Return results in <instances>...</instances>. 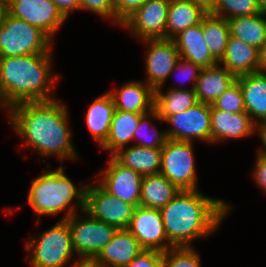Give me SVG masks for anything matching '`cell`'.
Segmentation results:
<instances>
[{
	"instance_id": "6da1fadb",
	"label": "cell",
	"mask_w": 266,
	"mask_h": 267,
	"mask_svg": "<svg viewBox=\"0 0 266 267\" xmlns=\"http://www.w3.org/2000/svg\"><path fill=\"white\" fill-rule=\"evenodd\" d=\"M8 123L23 146L41 157H59L76 161V147L71 139L72 128L66 103L59 99L16 104L7 111ZM33 150V151H32Z\"/></svg>"
},
{
	"instance_id": "7a4b0ae2",
	"label": "cell",
	"mask_w": 266,
	"mask_h": 267,
	"mask_svg": "<svg viewBox=\"0 0 266 267\" xmlns=\"http://www.w3.org/2000/svg\"><path fill=\"white\" fill-rule=\"evenodd\" d=\"M233 206L199 190H180L160 209L168 241L174 247H194L195 239H207L219 230Z\"/></svg>"
},
{
	"instance_id": "3957f363",
	"label": "cell",
	"mask_w": 266,
	"mask_h": 267,
	"mask_svg": "<svg viewBox=\"0 0 266 267\" xmlns=\"http://www.w3.org/2000/svg\"><path fill=\"white\" fill-rule=\"evenodd\" d=\"M52 54L0 57V102L6 111L16 104L57 98L53 89L61 76L53 71Z\"/></svg>"
},
{
	"instance_id": "277c9868",
	"label": "cell",
	"mask_w": 266,
	"mask_h": 267,
	"mask_svg": "<svg viewBox=\"0 0 266 267\" xmlns=\"http://www.w3.org/2000/svg\"><path fill=\"white\" fill-rule=\"evenodd\" d=\"M66 168L61 165L51 169L47 165L41 175L31 180L27 204L38 215L36 224H40V216L43 215L56 216L65 212L60 220H67L78 210H84L87 183L79 181L78 187L75 186L65 175Z\"/></svg>"
},
{
	"instance_id": "5b68a950",
	"label": "cell",
	"mask_w": 266,
	"mask_h": 267,
	"mask_svg": "<svg viewBox=\"0 0 266 267\" xmlns=\"http://www.w3.org/2000/svg\"><path fill=\"white\" fill-rule=\"evenodd\" d=\"M37 236H31L24 245L30 267H69L74 263L73 258L78 259L66 220H59Z\"/></svg>"
},
{
	"instance_id": "8992f818",
	"label": "cell",
	"mask_w": 266,
	"mask_h": 267,
	"mask_svg": "<svg viewBox=\"0 0 266 267\" xmlns=\"http://www.w3.org/2000/svg\"><path fill=\"white\" fill-rule=\"evenodd\" d=\"M54 50V42L39 28L8 12L0 24V57L45 54Z\"/></svg>"
},
{
	"instance_id": "52a82bcc",
	"label": "cell",
	"mask_w": 266,
	"mask_h": 267,
	"mask_svg": "<svg viewBox=\"0 0 266 267\" xmlns=\"http://www.w3.org/2000/svg\"><path fill=\"white\" fill-rule=\"evenodd\" d=\"M80 213L77 212L66 220L72 233L73 249L78 259L94 260L118 229L96 220L85 210Z\"/></svg>"
},
{
	"instance_id": "ba28073f",
	"label": "cell",
	"mask_w": 266,
	"mask_h": 267,
	"mask_svg": "<svg viewBox=\"0 0 266 267\" xmlns=\"http://www.w3.org/2000/svg\"><path fill=\"white\" fill-rule=\"evenodd\" d=\"M194 142L168 139L162 147L161 170L179 190H198Z\"/></svg>"
},
{
	"instance_id": "9c48e42d",
	"label": "cell",
	"mask_w": 266,
	"mask_h": 267,
	"mask_svg": "<svg viewBox=\"0 0 266 267\" xmlns=\"http://www.w3.org/2000/svg\"><path fill=\"white\" fill-rule=\"evenodd\" d=\"M87 183L85 208L92 217L119 229H128L136 206L107 192L95 179Z\"/></svg>"
},
{
	"instance_id": "30bf717a",
	"label": "cell",
	"mask_w": 266,
	"mask_h": 267,
	"mask_svg": "<svg viewBox=\"0 0 266 267\" xmlns=\"http://www.w3.org/2000/svg\"><path fill=\"white\" fill-rule=\"evenodd\" d=\"M164 122L170 125L165 130L170 140L211 144V104L198 102L180 114L169 115Z\"/></svg>"
},
{
	"instance_id": "8fae6325",
	"label": "cell",
	"mask_w": 266,
	"mask_h": 267,
	"mask_svg": "<svg viewBox=\"0 0 266 267\" xmlns=\"http://www.w3.org/2000/svg\"><path fill=\"white\" fill-rule=\"evenodd\" d=\"M8 13L43 31L53 42L67 20L52 0H7Z\"/></svg>"
},
{
	"instance_id": "7c38bea8",
	"label": "cell",
	"mask_w": 266,
	"mask_h": 267,
	"mask_svg": "<svg viewBox=\"0 0 266 267\" xmlns=\"http://www.w3.org/2000/svg\"><path fill=\"white\" fill-rule=\"evenodd\" d=\"M147 49L145 57V80L154 91L163 88L170 74L181 58L174 40L147 39L142 40Z\"/></svg>"
},
{
	"instance_id": "4fadbf2b",
	"label": "cell",
	"mask_w": 266,
	"mask_h": 267,
	"mask_svg": "<svg viewBox=\"0 0 266 267\" xmlns=\"http://www.w3.org/2000/svg\"><path fill=\"white\" fill-rule=\"evenodd\" d=\"M170 0H147L121 25L129 35L140 41L165 39L166 21Z\"/></svg>"
},
{
	"instance_id": "5bb4252c",
	"label": "cell",
	"mask_w": 266,
	"mask_h": 267,
	"mask_svg": "<svg viewBox=\"0 0 266 267\" xmlns=\"http://www.w3.org/2000/svg\"><path fill=\"white\" fill-rule=\"evenodd\" d=\"M107 163L94 176L95 180L113 196L138 207L143 176L122 166L112 156H109Z\"/></svg>"
},
{
	"instance_id": "9a60e30c",
	"label": "cell",
	"mask_w": 266,
	"mask_h": 267,
	"mask_svg": "<svg viewBox=\"0 0 266 267\" xmlns=\"http://www.w3.org/2000/svg\"><path fill=\"white\" fill-rule=\"evenodd\" d=\"M128 230L146 250L166 252L174 246L168 241L160 209L136 207Z\"/></svg>"
},
{
	"instance_id": "2e32d148",
	"label": "cell",
	"mask_w": 266,
	"mask_h": 267,
	"mask_svg": "<svg viewBox=\"0 0 266 267\" xmlns=\"http://www.w3.org/2000/svg\"><path fill=\"white\" fill-rule=\"evenodd\" d=\"M257 125L246 112L230 113L211 105V144L251 137Z\"/></svg>"
},
{
	"instance_id": "e0dca14e",
	"label": "cell",
	"mask_w": 266,
	"mask_h": 267,
	"mask_svg": "<svg viewBox=\"0 0 266 267\" xmlns=\"http://www.w3.org/2000/svg\"><path fill=\"white\" fill-rule=\"evenodd\" d=\"M108 92L114 100L115 110L147 114L154 109L155 91L142 80L128 81Z\"/></svg>"
},
{
	"instance_id": "ac0fdd59",
	"label": "cell",
	"mask_w": 266,
	"mask_h": 267,
	"mask_svg": "<svg viewBox=\"0 0 266 267\" xmlns=\"http://www.w3.org/2000/svg\"><path fill=\"white\" fill-rule=\"evenodd\" d=\"M143 250L128 229H119L94 259L102 267H123Z\"/></svg>"
},
{
	"instance_id": "d6986e66",
	"label": "cell",
	"mask_w": 266,
	"mask_h": 267,
	"mask_svg": "<svg viewBox=\"0 0 266 267\" xmlns=\"http://www.w3.org/2000/svg\"><path fill=\"white\" fill-rule=\"evenodd\" d=\"M245 111L258 126L266 124V73L255 72L238 76Z\"/></svg>"
},
{
	"instance_id": "ffe728a7",
	"label": "cell",
	"mask_w": 266,
	"mask_h": 267,
	"mask_svg": "<svg viewBox=\"0 0 266 267\" xmlns=\"http://www.w3.org/2000/svg\"><path fill=\"white\" fill-rule=\"evenodd\" d=\"M236 77L260 71L259 49L230 36L225 54L219 62Z\"/></svg>"
},
{
	"instance_id": "44dd1931",
	"label": "cell",
	"mask_w": 266,
	"mask_h": 267,
	"mask_svg": "<svg viewBox=\"0 0 266 267\" xmlns=\"http://www.w3.org/2000/svg\"><path fill=\"white\" fill-rule=\"evenodd\" d=\"M173 40L181 58L197 64L201 68L212 67L218 64L206 45L203 33V19L201 23L188 27Z\"/></svg>"
},
{
	"instance_id": "7402d4cb",
	"label": "cell",
	"mask_w": 266,
	"mask_h": 267,
	"mask_svg": "<svg viewBox=\"0 0 266 267\" xmlns=\"http://www.w3.org/2000/svg\"><path fill=\"white\" fill-rule=\"evenodd\" d=\"M237 77L221 64L202 68L195 85L198 102L213 104L235 81Z\"/></svg>"
},
{
	"instance_id": "603a6c76",
	"label": "cell",
	"mask_w": 266,
	"mask_h": 267,
	"mask_svg": "<svg viewBox=\"0 0 266 267\" xmlns=\"http://www.w3.org/2000/svg\"><path fill=\"white\" fill-rule=\"evenodd\" d=\"M115 103L112 95L105 92L96 97L85 112V124L95 142L101 147L107 140Z\"/></svg>"
},
{
	"instance_id": "cb8c5ba5",
	"label": "cell",
	"mask_w": 266,
	"mask_h": 267,
	"mask_svg": "<svg viewBox=\"0 0 266 267\" xmlns=\"http://www.w3.org/2000/svg\"><path fill=\"white\" fill-rule=\"evenodd\" d=\"M162 148H146L130 144L115 152L112 157L122 166L142 176L159 174Z\"/></svg>"
},
{
	"instance_id": "d4e9b609",
	"label": "cell",
	"mask_w": 266,
	"mask_h": 267,
	"mask_svg": "<svg viewBox=\"0 0 266 267\" xmlns=\"http://www.w3.org/2000/svg\"><path fill=\"white\" fill-rule=\"evenodd\" d=\"M208 13L190 0H170L165 39L173 40L188 27L201 23Z\"/></svg>"
},
{
	"instance_id": "484cf974",
	"label": "cell",
	"mask_w": 266,
	"mask_h": 267,
	"mask_svg": "<svg viewBox=\"0 0 266 267\" xmlns=\"http://www.w3.org/2000/svg\"><path fill=\"white\" fill-rule=\"evenodd\" d=\"M143 115L115 110L108 138L101 149L109 152V156H112L119 149L129 146V143L133 142L132 145H134V132Z\"/></svg>"
},
{
	"instance_id": "4316f807",
	"label": "cell",
	"mask_w": 266,
	"mask_h": 267,
	"mask_svg": "<svg viewBox=\"0 0 266 267\" xmlns=\"http://www.w3.org/2000/svg\"><path fill=\"white\" fill-rule=\"evenodd\" d=\"M182 87V88H181ZM162 88L155 90L154 109L157 111L160 124L173 114H180L198 103L194 89L173 85L167 88L166 92Z\"/></svg>"
},
{
	"instance_id": "83f0119b",
	"label": "cell",
	"mask_w": 266,
	"mask_h": 267,
	"mask_svg": "<svg viewBox=\"0 0 266 267\" xmlns=\"http://www.w3.org/2000/svg\"><path fill=\"white\" fill-rule=\"evenodd\" d=\"M179 191L174 184L160 173L143 176L139 205L147 208L161 209Z\"/></svg>"
},
{
	"instance_id": "f1b7e54d",
	"label": "cell",
	"mask_w": 266,
	"mask_h": 267,
	"mask_svg": "<svg viewBox=\"0 0 266 267\" xmlns=\"http://www.w3.org/2000/svg\"><path fill=\"white\" fill-rule=\"evenodd\" d=\"M230 36L260 50L266 39V15L259 13L227 19Z\"/></svg>"
},
{
	"instance_id": "f546056e",
	"label": "cell",
	"mask_w": 266,
	"mask_h": 267,
	"mask_svg": "<svg viewBox=\"0 0 266 267\" xmlns=\"http://www.w3.org/2000/svg\"><path fill=\"white\" fill-rule=\"evenodd\" d=\"M203 33L212 57L219 63L225 54L230 37L227 20L208 13L203 18Z\"/></svg>"
},
{
	"instance_id": "4dcf8cb0",
	"label": "cell",
	"mask_w": 266,
	"mask_h": 267,
	"mask_svg": "<svg viewBox=\"0 0 266 267\" xmlns=\"http://www.w3.org/2000/svg\"><path fill=\"white\" fill-rule=\"evenodd\" d=\"M153 119L161 121L155 109L140 118L134 132V145L146 148H162L166 143L168 140L166 131H159L152 123Z\"/></svg>"
},
{
	"instance_id": "1f68e13d",
	"label": "cell",
	"mask_w": 266,
	"mask_h": 267,
	"mask_svg": "<svg viewBox=\"0 0 266 267\" xmlns=\"http://www.w3.org/2000/svg\"><path fill=\"white\" fill-rule=\"evenodd\" d=\"M258 0H217L214 10L210 13L216 17L230 19L259 14Z\"/></svg>"
},
{
	"instance_id": "d6a6232c",
	"label": "cell",
	"mask_w": 266,
	"mask_h": 267,
	"mask_svg": "<svg viewBox=\"0 0 266 267\" xmlns=\"http://www.w3.org/2000/svg\"><path fill=\"white\" fill-rule=\"evenodd\" d=\"M195 247H173L163 252L162 267H202Z\"/></svg>"
},
{
	"instance_id": "836d02e7",
	"label": "cell",
	"mask_w": 266,
	"mask_h": 267,
	"mask_svg": "<svg viewBox=\"0 0 266 267\" xmlns=\"http://www.w3.org/2000/svg\"><path fill=\"white\" fill-rule=\"evenodd\" d=\"M215 109L230 113L246 112L242 90L236 80L216 101L212 104Z\"/></svg>"
},
{
	"instance_id": "e575fe53",
	"label": "cell",
	"mask_w": 266,
	"mask_h": 267,
	"mask_svg": "<svg viewBox=\"0 0 266 267\" xmlns=\"http://www.w3.org/2000/svg\"><path fill=\"white\" fill-rule=\"evenodd\" d=\"M80 10L91 12L115 25V10L112 0H79Z\"/></svg>"
},
{
	"instance_id": "d590c367",
	"label": "cell",
	"mask_w": 266,
	"mask_h": 267,
	"mask_svg": "<svg viewBox=\"0 0 266 267\" xmlns=\"http://www.w3.org/2000/svg\"><path fill=\"white\" fill-rule=\"evenodd\" d=\"M201 70L202 68L199 65L194 64L183 58H180L176 66L174 67L173 71L171 72L170 76L174 75L175 72H177V74L180 73L178 74L180 75V77L177 76V79L181 81L180 84L182 85L185 82H190V83L192 82L193 85L191 86V89H195L196 81L199 77Z\"/></svg>"
},
{
	"instance_id": "8d00e7d4",
	"label": "cell",
	"mask_w": 266,
	"mask_h": 267,
	"mask_svg": "<svg viewBox=\"0 0 266 267\" xmlns=\"http://www.w3.org/2000/svg\"><path fill=\"white\" fill-rule=\"evenodd\" d=\"M115 10V26L121 27L122 23L147 0H112Z\"/></svg>"
},
{
	"instance_id": "74e56055",
	"label": "cell",
	"mask_w": 266,
	"mask_h": 267,
	"mask_svg": "<svg viewBox=\"0 0 266 267\" xmlns=\"http://www.w3.org/2000/svg\"><path fill=\"white\" fill-rule=\"evenodd\" d=\"M163 252L143 249L128 265L123 267H162Z\"/></svg>"
},
{
	"instance_id": "f35d334b",
	"label": "cell",
	"mask_w": 266,
	"mask_h": 267,
	"mask_svg": "<svg viewBox=\"0 0 266 267\" xmlns=\"http://www.w3.org/2000/svg\"><path fill=\"white\" fill-rule=\"evenodd\" d=\"M254 168L251 173L252 179L261 191L266 195V158L256 154Z\"/></svg>"
},
{
	"instance_id": "ab89813d",
	"label": "cell",
	"mask_w": 266,
	"mask_h": 267,
	"mask_svg": "<svg viewBox=\"0 0 266 267\" xmlns=\"http://www.w3.org/2000/svg\"><path fill=\"white\" fill-rule=\"evenodd\" d=\"M61 14L68 19L71 12L80 11L79 0H52Z\"/></svg>"
},
{
	"instance_id": "60d3db41",
	"label": "cell",
	"mask_w": 266,
	"mask_h": 267,
	"mask_svg": "<svg viewBox=\"0 0 266 267\" xmlns=\"http://www.w3.org/2000/svg\"><path fill=\"white\" fill-rule=\"evenodd\" d=\"M256 134L261 139V146L257 149V154L266 158V124L258 125Z\"/></svg>"
},
{
	"instance_id": "b9f144b4",
	"label": "cell",
	"mask_w": 266,
	"mask_h": 267,
	"mask_svg": "<svg viewBox=\"0 0 266 267\" xmlns=\"http://www.w3.org/2000/svg\"><path fill=\"white\" fill-rule=\"evenodd\" d=\"M200 6L205 12L211 13L217 3V0H190Z\"/></svg>"
},
{
	"instance_id": "7bdbcfd3",
	"label": "cell",
	"mask_w": 266,
	"mask_h": 267,
	"mask_svg": "<svg viewBox=\"0 0 266 267\" xmlns=\"http://www.w3.org/2000/svg\"><path fill=\"white\" fill-rule=\"evenodd\" d=\"M69 267H102L95 260L90 259H74V263Z\"/></svg>"
},
{
	"instance_id": "ee69618b",
	"label": "cell",
	"mask_w": 266,
	"mask_h": 267,
	"mask_svg": "<svg viewBox=\"0 0 266 267\" xmlns=\"http://www.w3.org/2000/svg\"><path fill=\"white\" fill-rule=\"evenodd\" d=\"M260 52V71L266 73V39L259 50Z\"/></svg>"
},
{
	"instance_id": "f6af8a7d",
	"label": "cell",
	"mask_w": 266,
	"mask_h": 267,
	"mask_svg": "<svg viewBox=\"0 0 266 267\" xmlns=\"http://www.w3.org/2000/svg\"><path fill=\"white\" fill-rule=\"evenodd\" d=\"M7 12V0H0V24L3 22Z\"/></svg>"
},
{
	"instance_id": "bcb514c9",
	"label": "cell",
	"mask_w": 266,
	"mask_h": 267,
	"mask_svg": "<svg viewBox=\"0 0 266 267\" xmlns=\"http://www.w3.org/2000/svg\"><path fill=\"white\" fill-rule=\"evenodd\" d=\"M258 6L260 9V12L266 15V0H258Z\"/></svg>"
},
{
	"instance_id": "7dc6e473",
	"label": "cell",
	"mask_w": 266,
	"mask_h": 267,
	"mask_svg": "<svg viewBox=\"0 0 266 267\" xmlns=\"http://www.w3.org/2000/svg\"><path fill=\"white\" fill-rule=\"evenodd\" d=\"M0 108L3 109L6 112V110L3 108L1 102H0Z\"/></svg>"
}]
</instances>
